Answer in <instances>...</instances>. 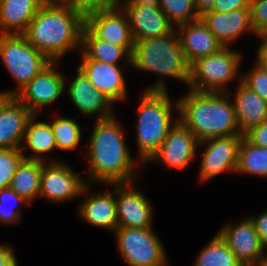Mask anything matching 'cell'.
I'll use <instances>...</instances> for the list:
<instances>
[{
  "instance_id": "obj_3",
  "label": "cell",
  "mask_w": 267,
  "mask_h": 266,
  "mask_svg": "<svg viewBox=\"0 0 267 266\" xmlns=\"http://www.w3.org/2000/svg\"><path fill=\"white\" fill-rule=\"evenodd\" d=\"M178 101V119L198 142L240 134L231 96L227 92L189 90Z\"/></svg>"
},
{
  "instance_id": "obj_2",
  "label": "cell",
  "mask_w": 267,
  "mask_h": 266,
  "mask_svg": "<svg viewBox=\"0 0 267 266\" xmlns=\"http://www.w3.org/2000/svg\"><path fill=\"white\" fill-rule=\"evenodd\" d=\"M85 21L61 0H46L23 34L51 62H59L71 50H81Z\"/></svg>"
},
{
  "instance_id": "obj_36",
  "label": "cell",
  "mask_w": 267,
  "mask_h": 266,
  "mask_svg": "<svg viewBox=\"0 0 267 266\" xmlns=\"http://www.w3.org/2000/svg\"><path fill=\"white\" fill-rule=\"evenodd\" d=\"M251 27L257 34L267 25V0H250Z\"/></svg>"
},
{
  "instance_id": "obj_25",
  "label": "cell",
  "mask_w": 267,
  "mask_h": 266,
  "mask_svg": "<svg viewBox=\"0 0 267 266\" xmlns=\"http://www.w3.org/2000/svg\"><path fill=\"white\" fill-rule=\"evenodd\" d=\"M80 60H97L108 64L131 65V54L122 46L97 38L85 25L82 30Z\"/></svg>"
},
{
  "instance_id": "obj_35",
  "label": "cell",
  "mask_w": 267,
  "mask_h": 266,
  "mask_svg": "<svg viewBox=\"0 0 267 266\" xmlns=\"http://www.w3.org/2000/svg\"><path fill=\"white\" fill-rule=\"evenodd\" d=\"M241 81L251 90L267 101V71L254 64L248 72H244Z\"/></svg>"
},
{
  "instance_id": "obj_15",
  "label": "cell",
  "mask_w": 267,
  "mask_h": 266,
  "mask_svg": "<svg viewBox=\"0 0 267 266\" xmlns=\"http://www.w3.org/2000/svg\"><path fill=\"white\" fill-rule=\"evenodd\" d=\"M76 76L69 85L67 94L72 105L85 117L96 116V120H103L115 116L114 104L101 91L93 86L85 73L77 66Z\"/></svg>"
},
{
  "instance_id": "obj_11",
  "label": "cell",
  "mask_w": 267,
  "mask_h": 266,
  "mask_svg": "<svg viewBox=\"0 0 267 266\" xmlns=\"http://www.w3.org/2000/svg\"><path fill=\"white\" fill-rule=\"evenodd\" d=\"M58 65L51 62L15 95L33 114L42 112L64 93L66 76L56 68Z\"/></svg>"
},
{
  "instance_id": "obj_18",
  "label": "cell",
  "mask_w": 267,
  "mask_h": 266,
  "mask_svg": "<svg viewBox=\"0 0 267 266\" xmlns=\"http://www.w3.org/2000/svg\"><path fill=\"white\" fill-rule=\"evenodd\" d=\"M200 18L223 47H230L244 33L256 35L251 27L249 8L230 12H205Z\"/></svg>"
},
{
  "instance_id": "obj_9",
  "label": "cell",
  "mask_w": 267,
  "mask_h": 266,
  "mask_svg": "<svg viewBox=\"0 0 267 266\" xmlns=\"http://www.w3.org/2000/svg\"><path fill=\"white\" fill-rule=\"evenodd\" d=\"M63 160L53 158L44 162L40 178L39 198L54 203H66L80 198L87 185L85 178Z\"/></svg>"
},
{
  "instance_id": "obj_10",
  "label": "cell",
  "mask_w": 267,
  "mask_h": 266,
  "mask_svg": "<svg viewBox=\"0 0 267 266\" xmlns=\"http://www.w3.org/2000/svg\"><path fill=\"white\" fill-rule=\"evenodd\" d=\"M243 136L242 134H234L208 139L198 144V148H204L198 174L199 182L205 183L213 180L223 172L236 173L239 146Z\"/></svg>"
},
{
  "instance_id": "obj_29",
  "label": "cell",
  "mask_w": 267,
  "mask_h": 266,
  "mask_svg": "<svg viewBox=\"0 0 267 266\" xmlns=\"http://www.w3.org/2000/svg\"><path fill=\"white\" fill-rule=\"evenodd\" d=\"M193 266H242L229 246L216 233L195 257Z\"/></svg>"
},
{
  "instance_id": "obj_13",
  "label": "cell",
  "mask_w": 267,
  "mask_h": 266,
  "mask_svg": "<svg viewBox=\"0 0 267 266\" xmlns=\"http://www.w3.org/2000/svg\"><path fill=\"white\" fill-rule=\"evenodd\" d=\"M236 224L227 223L217 234L229 246L242 266H259L263 259L264 245L259 239L249 216Z\"/></svg>"
},
{
  "instance_id": "obj_24",
  "label": "cell",
  "mask_w": 267,
  "mask_h": 266,
  "mask_svg": "<svg viewBox=\"0 0 267 266\" xmlns=\"http://www.w3.org/2000/svg\"><path fill=\"white\" fill-rule=\"evenodd\" d=\"M46 0H2L0 35L24 34L30 21Z\"/></svg>"
},
{
  "instance_id": "obj_12",
  "label": "cell",
  "mask_w": 267,
  "mask_h": 266,
  "mask_svg": "<svg viewBox=\"0 0 267 266\" xmlns=\"http://www.w3.org/2000/svg\"><path fill=\"white\" fill-rule=\"evenodd\" d=\"M135 182L115 184L118 227L153 228V207Z\"/></svg>"
},
{
  "instance_id": "obj_7",
  "label": "cell",
  "mask_w": 267,
  "mask_h": 266,
  "mask_svg": "<svg viewBox=\"0 0 267 266\" xmlns=\"http://www.w3.org/2000/svg\"><path fill=\"white\" fill-rule=\"evenodd\" d=\"M0 60L16 83V88L5 90L10 96L17 95L51 63L23 34L0 35Z\"/></svg>"
},
{
  "instance_id": "obj_1",
  "label": "cell",
  "mask_w": 267,
  "mask_h": 266,
  "mask_svg": "<svg viewBox=\"0 0 267 266\" xmlns=\"http://www.w3.org/2000/svg\"><path fill=\"white\" fill-rule=\"evenodd\" d=\"M96 120L86 145L87 184H120L138 182L136 164L128 149L124 130L116 119ZM136 164V165H135Z\"/></svg>"
},
{
  "instance_id": "obj_34",
  "label": "cell",
  "mask_w": 267,
  "mask_h": 266,
  "mask_svg": "<svg viewBox=\"0 0 267 266\" xmlns=\"http://www.w3.org/2000/svg\"><path fill=\"white\" fill-rule=\"evenodd\" d=\"M84 21L97 13L109 11L119 5L120 0H61Z\"/></svg>"
},
{
  "instance_id": "obj_17",
  "label": "cell",
  "mask_w": 267,
  "mask_h": 266,
  "mask_svg": "<svg viewBox=\"0 0 267 266\" xmlns=\"http://www.w3.org/2000/svg\"><path fill=\"white\" fill-rule=\"evenodd\" d=\"M85 26L97 38L122 46L132 55L134 40L127 15L119 5L109 11L88 17Z\"/></svg>"
},
{
  "instance_id": "obj_43",
  "label": "cell",
  "mask_w": 267,
  "mask_h": 266,
  "mask_svg": "<svg viewBox=\"0 0 267 266\" xmlns=\"http://www.w3.org/2000/svg\"><path fill=\"white\" fill-rule=\"evenodd\" d=\"M195 8L199 15L201 16L203 13L210 11L215 4L216 0H194Z\"/></svg>"
},
{
  "instance_id": "obj_23",
  "label": "cell",
  "mask_w": 267,
  "mask_h": 266,
  "mask_svg": "<svg viewBox=\"0 0 267 266\" xmlns=\"http://www.w3.org/2000/svg\"><path fill=\"white\" fill-rule=\"evenodd\" d=\"M236 90L227 92L235 109V116L240 134L244 135L253 127L267 120V101L246 86L242 81L236 83Z\"/></svg>"
},
{
  "instance_id": "obj_19",
  "label": "cell",
  "mask_w": 267,
  "mask_h": 266,
  "mask_svg": "<svg viewBox=\"0 0 267 266\" xmlns=\"http://www.w3.org/2000/svg\"><path fill=\"white\" fill-rule=\"evenodd\" d=\"M80 61L78 67L93 86L108 97L113 104L127 99V84L121 68L125 66L131 68V65H114L97 60Z\"/></svg>"
},
{
  "instance_id": "obj_8",
  "label": "cell",
  "mask_w": 267,
  "mask_h": 266,
  "mask_svg": "<svg viewBox=\"0 0 267 266\" xmlns=\"http://www.w3.org/2000/svg\"><path fill=\"white\" fill-rule=\"evenodd\" d=\"M118 252L128 266H168L166 250L153 228L117 227Z\"/></svg>"
},
{
  "instance_id": "obj_27",
  "label": "cell",
  "mask_w": 267,
  "mask_h": 266,
  "mask_svg": "<svg viewBox=\"0 0 267 266\" xmlns=\"http://www.w3.org/2000/svg\"><path fill=\"white\" fill-rule=\"evenodd\" d=\"M44 161L24 159L12 177L10 188L29 205L39 199L40 178Z\"/></svg>"
},
{
  "instance_id": "obj_38",
  "label": "cell",
  "mask_w": 267,
  "mask_h": 266,
  "mask_svg": "<svg viewBox=\"0 0 267 266\" xmlns=\"http://www.w3.org/2000/svg\"><path fill=\"white\" fill-rule=\"evenodd\" d=\"M250 0H216L207 12H230L231 10L249 8Z\"/></svg>"
},
{
  "instance_id": "obj_32",
  "label": "cell",
  "mask_w": 267,
  "mask_h": 266,
  "mask_svg": "<svg viewBox=\"0 0 267 266\" xmlns=\"http://www.w3.org/2000/svg\"><path fill=\"white\" fill-rule=\"evenodd\" d=\"M30 206L29 203L20 197L12 188L0 190V225L10 226L19 224L22 221V207Z\"/></svg>"
},
{
  "instance_id": "obj_4",
  "label": "cell",
  "mask_w": 267,
  "mask_h": 266,
  "mask_svg": "<svg viewBox=\"0 0 267 266\" xmlns=\"http://www.w3.org/2000/svg\"><path fill=\"white\" fill-rule=\"evenodd\" d=\"M131 68L159 76L145 89L148 91H169L167 78L189 84L190 65L185 59L176 29L164 36L134 41Z\"/></svg>"
},
{
  "instance_id": "obj_20",
  "label": "cell",
  "mask_w": 267,
  "mask_h": 266,
  "mask_svg": "<svg viewBox=\"0 0 267 266\" xmlns=\"http://www.w3.org/2000/svg\"><path fill=\"white\" fill-rule=\"evenodd\" d=\"M120 7L127 15L134 41L164 36L176 29L161 9L139 6Z\"/></svg>"
},
{
  "instance_id": "obj_37",
  "label": "cell",
  "mask_w": 267,
  "mask_h": 266,
  "mask_svg": "<svg viewBox=\"0 0 267 266\" xmlns=\"http://www.w3.org/2000/svg\"><path fill=\"white\" fill-rule=\"evenodd\" d=\"M244 137L256 146L267 147V120L250 129Z\"/></svg>"
},
{
  "instance_id": "obj_42",
  "label": "cell",
  "mask_w": 267,
  "mask_h": 266,
  "mask_svg": "<svg viewBox=\"0 0 267 266\" xmlns=\"http://www.w3.org/2000/svg\"><path fill=\"white\" fill-rule=\"evenodd\" d=\"M256 61L254 62L260 68L267 71V42H260L256 50Z\"/></svg>"
},
{
  "instance_id": "obj_30",
  "label": "cell",
  "mask_w": 267,
  "mask_h": 266,
  "mask_svg": "<svg viewBox=\"0 0 267 266\" xmlns=\"http://www.w3.org/2000/svg\"><path fill=\"white\" fill-rule=\"evenodd\" d=\"M68 116L56 115L50 121L53 135L55 137L56 148L60 151H69L80 145L82 140V130L76 119Z\"/></svg>"
},
{
  "instance_id": "obj_26",
  "label": "cell",
  "mask_w": 267,
  "mask_h": 266,
  "mask_svg": "<svg viewBox=\"0 0 267 266\" xmlns=\"http://www.w3.org/2000/svg\"><path fill=\"white\" fill-rule=\"evenodd\" d=\"M40 114H33L30 118L23 138L21 152L31 150V155H24L27 160H40L46 162V155L56 151V142L50 121H37ZM37 121V122H36ZM27 145V146H25Z\"/></svg>"
},
{
  "instance_id": "obj_16",
  "label": "cell",
  "mask_w": 267,
  "mask_h": 266,
  "mask_svg": "<svg viewBox=\"0 0 267 266\" xmlns=\"http://www.w3.org/2000/svg\"><path fill=\"white\" fill-rule=\"evenodd\" d=\"M93 185L87 184L82 193V202L79 203L77 210L82 221L89 226L100 227L114 232L118 227L116 200H115V184H108L113 188V192L105 190L99 193H90ZM89 195V196H88Z\"/></svg>"
},
{
  "instance_id": "obj_41",
  "label": "cell",
  "mask_w": 267,
  "mask_h": 266,
  "mask_svg": "<svg viewBox=\"0 0 267 266\" xmlns=\"http://www.w3.org/2000/svg\"><path fill=\"white\" fill-rule=\"evenodd\" d=\"M119 6H139L160 9V0H120Z\"/></svg>"
},
{
  "instance_id": "obj_6",
  "label": "cell",
  "mask_w": 267,
  "mask_h": 266,
  "mask_svg": "<svg viewBox=\"0 0 267 266\" xmlns=\"http://www.w3.org/2000/svg\"><path fill=\"white\" fill-rule=\"evenodd\" d=\"M242 61V51L230 47L199 58L190 65L188 87L197 92H228V84L241 81Z\"/></svg>"
},
{
  "instance_id": "obj_40",
  "label": "cell",
  "mask_w": 267,
  "mask_h": 266,
  "mask_svg": "<svg viewBox=\"0 0 267 266\" xmlns=\"http://www.w3.org/2000/svg\"><path fill=\"white\" fill-rule=\"evenodd\" d=\"M12 245L0 243V266H10L16 259Z\"/></svg>"
},
{
  "instance_id": "obj_39",
  "label": "cell",
  "mask_w": 267,
  "mask_h": 266,
  "mask_svg": "<svg viewBox=\"0 0 267 266\" xmlns=\"http://www.w3.org/2000/svg\"><path fill=\"white\" fill-rule=\"evenodd\" d=\"M249 217L253 221L261 243L265 246L267 244V209L257 216L249 215Z\"/></svg>"
},
{
  "instance_id": "obj_47",
  "label": "cell",
  "mask_w": 267,
  "mask_h": 266,
  "mask_svg": "<svg viewBox=\"0 0 267 266\" xmlns=\"http://www.w3.org/2000/svg\"><path fill=\"white\" fill-rule=\"evenodd\" d=\"M10 266H18L17 259Z\"/></svg>"
},
{
  "instance_id": "obj_44",
  "label": "cell",
  "mask_w": 267,
  "mask_h": 266,
  "mask_svg": "<svg viewBox=\"0 0 267 266\" xmlns=\"http://www.w3.org/2000/svg\"><path fill=\"white\" fill-rule=\"evenodd\" d=\"M256 37L261 39L260 42H267V25L256 34Z\"/></svg>"
},
{
  "instance_id": "obj_46",
  "label": "cell",
  "mask_w": 267,
  "mask_h": 266,
  "mask_svg": "<svg viewBox=\"0 0 267 266\" xmlns=\"http://www.w3.org/2000/svg\"><path fill=\"white\" fill-rule=\"evenodd\" d=\"M267 244L264 246L263 259L259 265H267Z\"/></svg>"
},
{
  "instance_id": "obj_45",
  "label": "cell",
  "mask_w": 267,
  "mask_h": 266,
  "mask_svg": "<svg viewBox=\"0 0 267 266\" xmlns=\"http://www.w3.org/2000/svg\"><path fill=\"white\" fill-rule=\"evenodd\" d=\"M10 97L5 91H0V108L4 102Z\"/></svg>"
},
{
  "instance_id": "obj_14",
  "label": "cell",
  "mask_w": 267,
  "mask_h": 266,
  "mask_svg": "<svg viewBox=\"0 0 267 266\" xmlns=\"http://www.w3.org/2000/svg\"><path fill=\"white\" fill-rule=\"evenodd\" d=\"M198 140L178 119L158 151L146 163L161 162L170 169L186 168L197 157Z\"/></svg>"
},
{
  "instance_id": "obj_28",
  "label": "cell",
  "mask_w": 267,
  "mask_h": 266,
  "mask_svg": "<svg viewBox=\"0 0 267 266\" xmlns=\"http://www.w3.org/2000/svg\"><path fill=\"white\" fill-rule=\"evenodd\" d=\"M236 173L267 179V147L256 146L243 136Z\"/></svg>"
},
{
  "instance_id": "obj_31",
  "label": "cell",
  "mask_w": 267,
  "mask_h": 266,
  "mask_svg": "<svg viewBox=\"0 0 267 266\" xmlns=\"http://www.w3.org/2000/svg\"><path fill=\"white\" fill-rule=\"evenodd\" d=\"M160 9L175 28L200 19L194 0H160Z\"/></svg>"
},
{
  "instance_id": "obj_21",
  "label": "cell",
  "mask_w": 267,
  "mask_h": 266,
  "mask_svg": "<svg viewBox=\"0 0 267 266\" xmlns=\"http://www.w3.org/2000/svg\"><path fill=\"white\" fill-rule=\"evenodd\" d=\"M33 113L15 96L0 108V149H21L27 124Z\"/></svg>"
},
{
  "instance_id": "obj_22",
  "label": "cell",
  "mask_w": 267,
  "mask_h": 266,
  "mask_svg": "<svg viewBox=\"0 0 267 266\" xmlns=\"http://www.w3.org/2000/svg\"><path fill=\"white\" fill-rule=\"evenodd\" d=\"M182 51L189 65L217 53L223 46L200 19L176 27Z\"/></svg>"
},
{
  "instance_id": "obj_33",
  "label": "cell",
  "mask_w": 267,
  "mask_h": 266,
  "mask_svg": "<svg viewBox=\"0 0 267 266\" xmlns=\"http://www.w3.org/2000/svg\"><path fill=\"white\" fill-rule=\"evenodd\" d=\"M21 149H0V190L8 188L18 166L25 159Z\"/></svg>"
},
{
  "instance_id": "obj_5",
  "label": "cell",
  "mask_w": 267,
  "mask_h": 266,
  "mask_svg": "<svg viewBox=\"0 0 267 266\" xmlns=\"http://www.w3.org/2000/svg\"><path fill=\"white\" fill-rule=\"evenodd\" d=\"M170 100L168 91L144 90L140 95L135 137L139 152L137 162L143 168L161 147L169 129L178 120V101ZM173 113H177V118L173 117Z\"/></svg>"
}]
</instances>
